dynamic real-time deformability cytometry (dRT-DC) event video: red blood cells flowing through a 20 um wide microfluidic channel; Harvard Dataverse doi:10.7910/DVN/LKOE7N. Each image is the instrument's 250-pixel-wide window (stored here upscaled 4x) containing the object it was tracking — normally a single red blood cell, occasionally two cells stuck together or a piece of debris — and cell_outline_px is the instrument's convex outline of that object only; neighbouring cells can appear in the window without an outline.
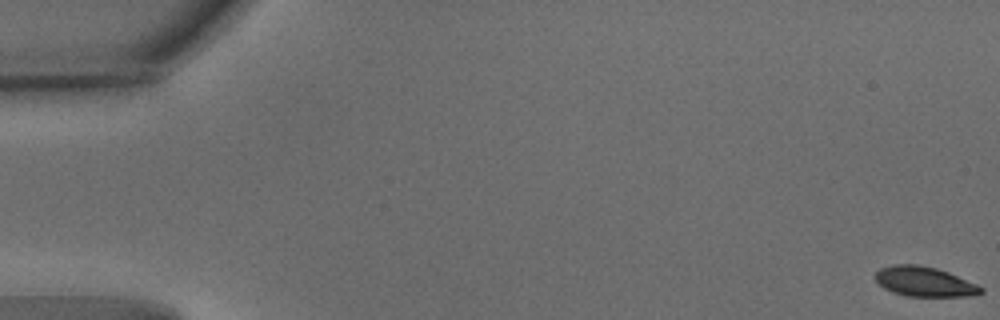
{"species": "common noctule bat (a hibernating species)", "species_latin": "Nyctalus noctula", "temperature_condition": "warm", "stored_images_in_passage": 55, "camera_frame_rate_fps": 3000, "um_per_image_px": 0.085, "animal": {"sex": "male", "body_mass_g": 15.6}, "frame": {"image": 1, "passage_image": 1, "time_ms": 0.0, "image_size_px": [1000, 320], "cell_outline_px": [[984, 292], [968, 296], [908, 296], [884, 288], [876, 280], [876, 272], [880, 268], [892, 264], [920, 264], [936, 268], [948, 272], [976, 284], [984, 288]], "centroid_in_image_um": [78.58, 23.92], "position_along_channel_um": 6.4, "area_um2": 18.15}}
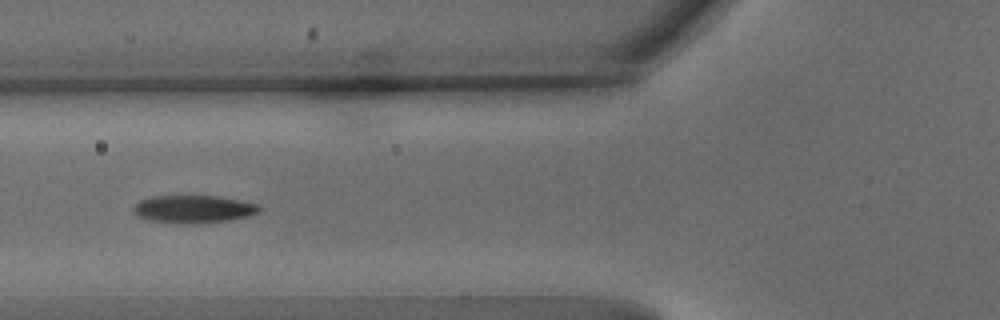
{"frame": {"image": 2, "passage_image": 22, "time_ms": 7.0, "image_size_px": [1000, 320], "cell_outline_px": [[260, 212], [248, 216], [228, 220], [196, 224], [176, 224], [148, 220], [136, 216], [132, 212], [132, 208], [140, 200], [152, 196], [220, 196], [260, 204]], "centroid_in_image_um": [16.42, 17.78], "position_along_channel_um": 109.4, "area_um2": 20.69}}
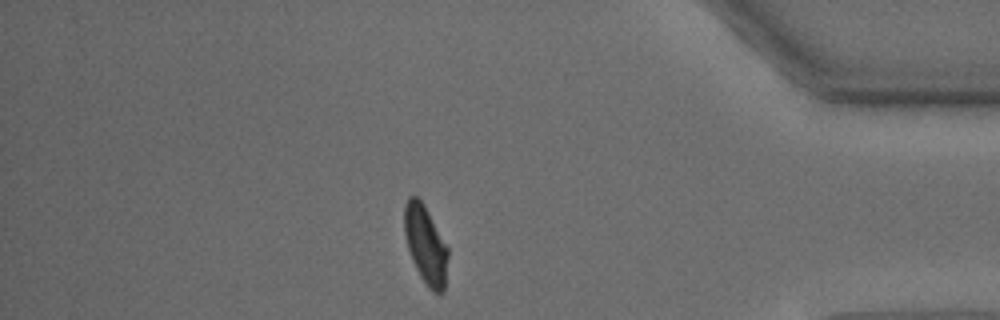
{"frame": {"image": 3, "passage_image": 48, "time_ms": 15.667, "image_size_px": [1000, 320], "cell_outline_px": [[448, 256], [444, 292], [440, 296], [432, 292], [428, 288], [420, 276], [412, 260], [408, 248], [404, 232], [404, 204], [408, 196], [416, 196], [424, 204], [448, 248]], "centroid_in_image_um": [36.17, 20.83], "position_along_channel_um": 399.0, "area_um2": 20.0}, "authors_computed_cell_mechanics": {"area_um2": 20.1144, "velocity_mm_per_s": 3.7239, "shape_relaxation_time_tau1_ms": 2.5267, "shape_relaxation_time_tau2_ms": 1.4403, "deformation_change_tau1": 0.1493, "deformation_change_tau2": 0.0664}}